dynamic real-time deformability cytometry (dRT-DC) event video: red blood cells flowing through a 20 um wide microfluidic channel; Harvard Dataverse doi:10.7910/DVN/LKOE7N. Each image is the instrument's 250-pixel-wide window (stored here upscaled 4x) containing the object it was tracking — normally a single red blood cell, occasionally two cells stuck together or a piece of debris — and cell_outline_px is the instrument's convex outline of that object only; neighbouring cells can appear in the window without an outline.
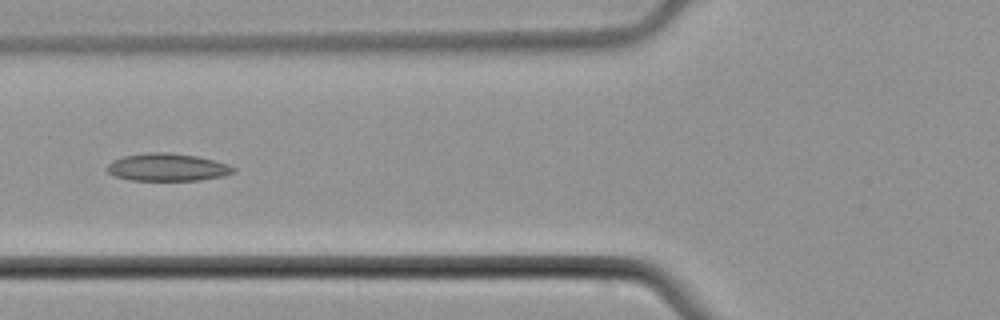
{"species": "common noctule bat (a hibernating species)", "species_latin": "Nyctalus noctula", "temperature_condition": "cold", "stored_images_in_passage": 6, "camera_frame_rate_fps": 3000, "um_per_image_px": 0.085, "animal": {"sex": "male", "body_mass_g": 21.5, "forearm_length_mm": 52.0}, "frame": {"image": 1, "passage_image": 6, "time_ms": 6.0, "image_size_px": [1000, 320], "cell_outline_px": [[236, 172], [224, 176], [200, 180], [132, 180], [112, 176], [108, 172], [108, 164], [112, 160], [124, 156], [148, 152], [172, 152], [200, 156], [228, 164], [236, 168]], "centroid_in_image_um": [14.26, 14.21], "position_along_channel_um": 111.5, "area_um2": 20.58}}